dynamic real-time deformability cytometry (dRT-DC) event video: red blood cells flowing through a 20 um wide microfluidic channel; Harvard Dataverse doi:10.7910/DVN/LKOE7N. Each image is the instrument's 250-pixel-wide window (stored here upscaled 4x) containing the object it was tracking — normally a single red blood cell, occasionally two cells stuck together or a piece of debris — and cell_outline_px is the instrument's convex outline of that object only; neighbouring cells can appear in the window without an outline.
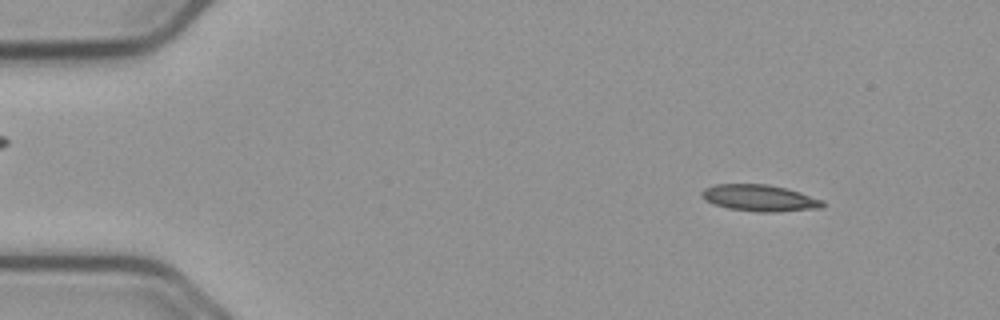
{"species": "common noctule bat (a hibernating species)", "species_latin": "Nyctalus noctula", "temperature_condition": "cold", "stored_images_in_passage": 55, "camera_frame_rate_fps": 3000, "um_per_image_px": 0.085, "animal": {"sex": "male", "body_mass_g": 23.1, "forearm_length_mm": 52.7}, "frame": {"image": 1, "passage_image": 6, "time_ms": 1.667, "image_size_px": [1000, 320], "cell_outline_px": [[824, 208], [776, 212], [756, 212], [728, 208], [704, 200], [700, 196], [700, 192], [704, 188], [716, 184], [768, 184], [800, 192], [824, 200]], "centroid_in_image_um": [64.57, 16.83], "position_along_channel_um": 20.4, "area_um2": 18.84}}
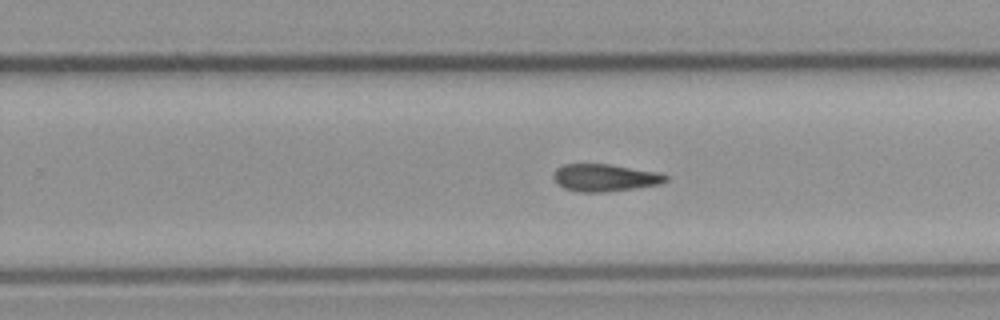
{"frame": {"image": 2, "passage_image": 34, "time_ms": 11.0, "image_size_px": [1000, 320], "cell_outline_px": [[668, 180], [660, 184], [608, 192], [580, 192], [564, 188], [552, 176], [556, 168], [564, 164], [608, 164], [660, 172], [668, 176]], "centroid_in_image_um": [51.44, 15.1], "position_along_channel_um": 278.4, "area_um2": 17.86}}
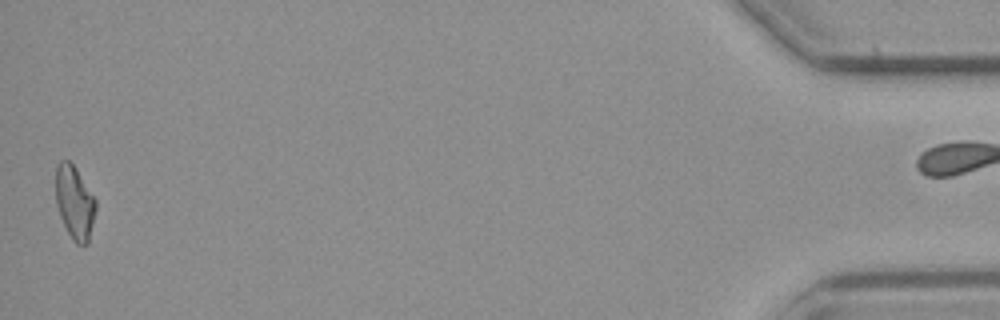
{"frame": {"image": 3, "passage_image": 54, "time_ms": 17.667, "image_size_px": [1000, 320], "cell_outline_px": [[96, 208], [88, 244], [76, 244], [72, 240], [60, 216], [56, 204], [56, 164], [60, 160], [68, 160], [76, 168], [96, 200]], "centroid_in_image_um": [6.34, 17.2], "position_along_channel_um": 428.9, "area_um2": 17.05}, "authors_computed_cell_mechanics": {"area_um2": 18.0914, "velocity_mm_per_s": 3.7199, "shape_relaxation_time_tau1_ms": null, "shape_relaxation_time_tau2_ms": 4.0899, "deformation_change_tau1": null, "deformation_change_tau2": 0.1181}}